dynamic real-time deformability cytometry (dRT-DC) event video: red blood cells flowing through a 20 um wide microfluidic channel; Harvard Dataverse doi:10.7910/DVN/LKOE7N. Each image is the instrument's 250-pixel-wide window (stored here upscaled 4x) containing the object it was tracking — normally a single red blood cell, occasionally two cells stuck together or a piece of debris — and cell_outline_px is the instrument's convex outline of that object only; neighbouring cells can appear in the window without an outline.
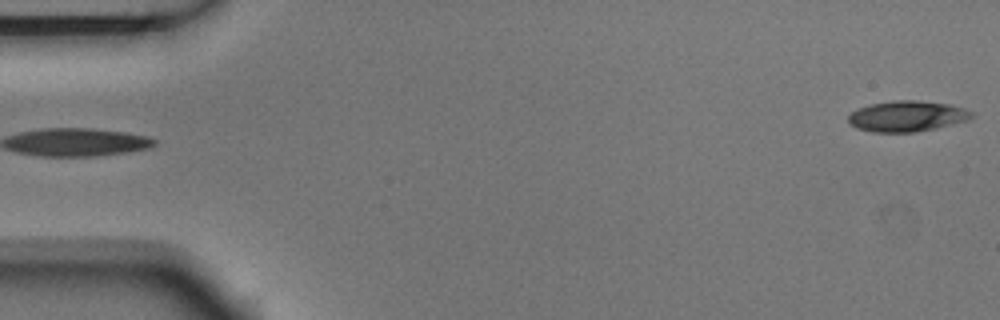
{"species": "Egyptian fruit bat (a non-hibernating species)", "species_latin": "Rousettus aegyptiacus", "temperature_condition": "room temperature", "stored_images_in_passage": 5, "camera_frame_rate_fps": 3000, "um_per_image_px": 0.085, "animal": {"sex": "male"}, "frame": {"image": 1, "passage_image": 5, "time_ms": 1.333, "image_size_px": [1000, 320], "cell_outline_px": [[976, 112], [968, 120], [936, 128], [916, 132], [872, 132], [856, 128], [848, 124], [848, 116], [856, 108], [872, 104], [892, 100], [916, 100], [948, 104], [964, 108]], "centroid_in_image_um": [77.08, 9.88], "position_along_channel_um": 7.9, "area_um2": 22.25}}